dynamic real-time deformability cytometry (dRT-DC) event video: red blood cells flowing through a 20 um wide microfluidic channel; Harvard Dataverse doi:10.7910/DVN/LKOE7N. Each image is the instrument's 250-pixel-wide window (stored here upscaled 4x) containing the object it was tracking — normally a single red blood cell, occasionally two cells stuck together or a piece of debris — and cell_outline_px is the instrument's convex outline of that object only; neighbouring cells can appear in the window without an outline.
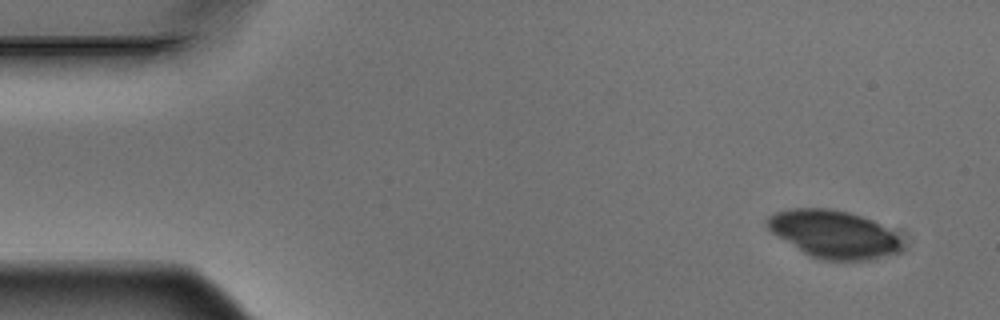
{"species": "Egyptian fruit bat (a non-hibernating species)", "species_latin": "Rousettus aegyptiacus", "temperature_condition": "warm", "stored_images_in_passage": 5, "camera_frame_rate_fps": 3000, "um_per_image_px": 0.085, "animal": {"sex": "male"}, "frame": {"image": 1, "passage_image": 1, "time_ms": 0.0, "image_size_px": [1000, 320], "cell_outline_px": [[904, 244], [900, 252], [872, 260], [824, 260], [812, 256], [804, 252], [772, 232], [768, 228], [768, 216], [776, 212], [792, 208], [832, 208], [848, 212], [872, 220], [880, 224], [896, 236]], "centroid_in_image_um": [70.89, 19.9], "position_along_channel_um": 14.1, "area_um2": 36.99}}